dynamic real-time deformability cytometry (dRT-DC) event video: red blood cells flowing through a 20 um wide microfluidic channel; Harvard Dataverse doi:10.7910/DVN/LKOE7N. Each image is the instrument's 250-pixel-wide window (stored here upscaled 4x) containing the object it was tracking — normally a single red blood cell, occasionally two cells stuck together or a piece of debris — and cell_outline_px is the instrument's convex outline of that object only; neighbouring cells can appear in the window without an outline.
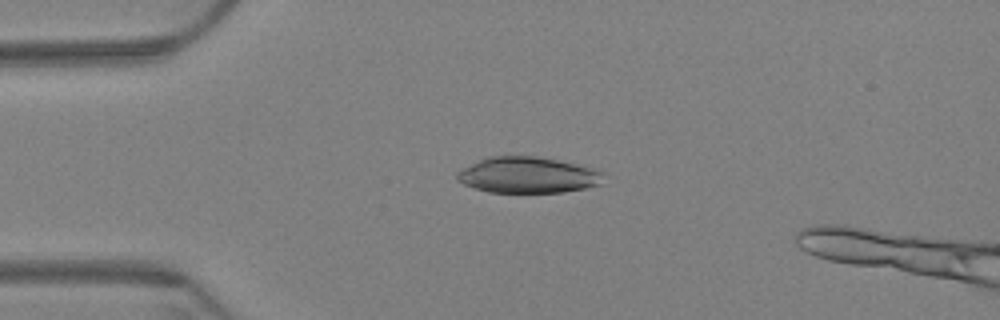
{"species": "Egyptian fruit bat (a non-hibernating species)", "species_latin": "Rousettus aegyptiacus", "temperature_condition": "warm", "stored_images_in_passage": 4, "camera_frame_rate_fps": 3000, "um_per_image_px": 0.085, "animal": {"sex": "female"}, "frame": {"image": 1, "passage_image": 2, "time_ms": 0.333, "image_size_px": [1000, 320], "cell_outline_px": [[608, 172], [600, 184], [584, 188], [564, 192], [488, 192], [464, 184], [456, 180], [456, 172], [488, 156], [536, 156], [596, 168]], "centroid_in_image_um": [44.92, 14.88], "position_along_channel_um": 40.1, "area_um2": 30.81}}